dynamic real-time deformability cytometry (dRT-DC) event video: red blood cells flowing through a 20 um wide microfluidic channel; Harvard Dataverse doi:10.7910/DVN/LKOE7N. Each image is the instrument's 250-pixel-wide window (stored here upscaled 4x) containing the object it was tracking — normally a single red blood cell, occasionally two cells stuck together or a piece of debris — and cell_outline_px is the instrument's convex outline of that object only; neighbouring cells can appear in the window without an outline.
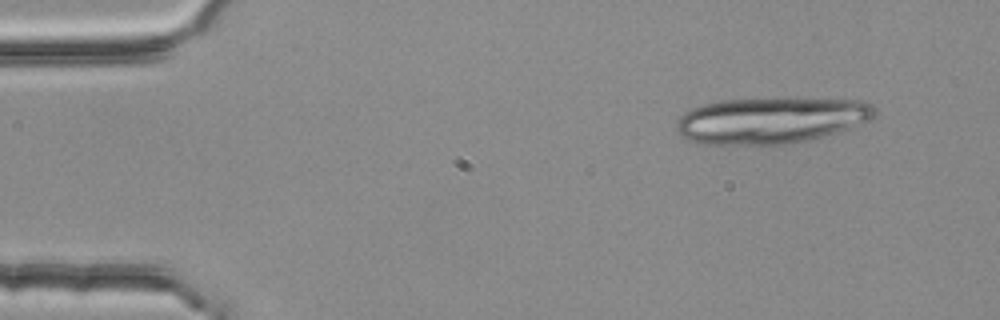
{"species": "common noctule bat (a hibernating species)", "species_latin": "Nyctalus noctula", "temperature_condition": "room temperature", "stored_images_in_passage": 4, "camera_frame_rate_fps": 3000, "um_per_image_px": 0.085, "animal": {"sex": "female", "body_mass_g": 25.1}, "frame": {"image": 1, "passage_image": 1, "time_ms": 0.0, "image_size_px": [1000, 320], "cell_outline_px": [[876, 116], [868, 120], [848, 128], [836, 132], [804, 140], [784, 144], [700, 144], [688, 140], [680, 136], [676, 128], [676, 124], [680, 116], [684, 112], [692, 108], [704, 104], [724, 100], [788, 96], [856, 100], [872, 104], [876, 108]], "centroid_in_image_um": [65.52, 10.18], "position_along_channel_um": 19.5, "area_um2": 54.1}}